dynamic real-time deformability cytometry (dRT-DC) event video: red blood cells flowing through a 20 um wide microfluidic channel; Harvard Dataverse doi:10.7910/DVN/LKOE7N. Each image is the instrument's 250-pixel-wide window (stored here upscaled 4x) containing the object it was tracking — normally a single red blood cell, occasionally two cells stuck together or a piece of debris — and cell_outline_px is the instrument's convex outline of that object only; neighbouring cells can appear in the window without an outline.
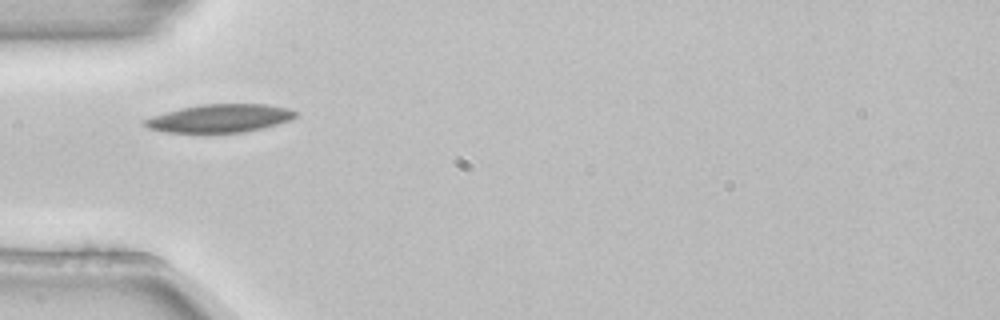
{"species": "common noctule bat (a hibernating species)", "species_latin": "Nyctalus noctula", "temperature_condition": "room temperature", "stored_images_in_passage": 1, "camera_frame_rate_fps": 3000, "um_per_image_px": 0.085, "animal": {"sex": "female", "body_mass_g": 22.7, "forearm_length_mm": 54.2}, "frame": {"image": 1, "passage_image": 1, "time_ms": 0.0, "image_size_px": [1000, 320], "cell_outline_px": [[296, 116], [292, 120], [264, 128], [244, 132], [168, 132], [148, 128], [144, 124], [144, 120], [152, 116], [180, 108], [204, 104], [268, 104], [288, 108], [296, 112]], "centroid_in_image_um": [18.74, 10.05], "position_along_channel_um": 66.3, "area_um2": 24.57}}